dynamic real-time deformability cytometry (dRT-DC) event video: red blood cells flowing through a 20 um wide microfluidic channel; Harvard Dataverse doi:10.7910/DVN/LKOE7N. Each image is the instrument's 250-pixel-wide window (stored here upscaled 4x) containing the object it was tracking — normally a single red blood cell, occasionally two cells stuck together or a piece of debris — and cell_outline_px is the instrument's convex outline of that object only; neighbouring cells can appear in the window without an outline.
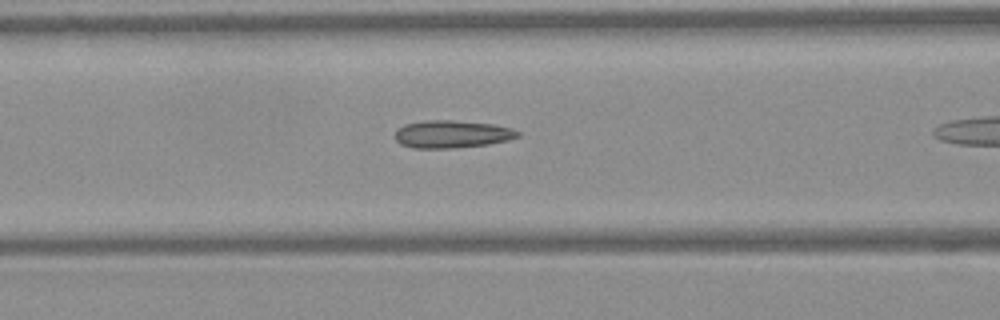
{"species": "Egyptian fruit bat (a non-hibernating species)", "species_latin": "Rousettus aegyptiacus", "temperature_condition": "warm", "stored_images_in_passage": 26, "camera_frame_rate_fps": 3000, "um_per_image_px": 0.085, "frame": {"image": 1, "passage_image": 7, "time_ms": 2.0, "image_size_px": [1000, 320], "cell_outline_px": [[520, 136], [508, 140], [488, 144], [452, 148], [412, 148], [400, 144], [396, 140], [396, 128], [404, 124], [428, 120], [452, 120], [492, 124], [512, 128], [520, 132]], "centroid_in_image_um": [38.4, 11.4], "position_along_channel_um": 128.2, "area_um2": 19.77}}
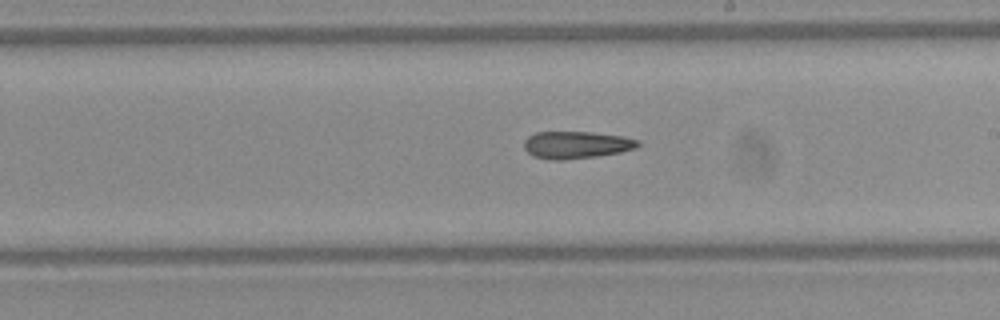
{"frame": {"image": 2, "passage_image": 15, "time_ms": 4.667, "image_size_px": [1000, 320], "cell_outline_px": [[640, 144], [636, 148], [620, 152], [596, 156], [560, 160], [552, 160], [532, 156], [524, 148], [524, 140], [528, 136], [536, 132], [592, 132], [624, 136], [640, 140]], "centroid_in_image_um": [48.99, 12.3], "position_along_channel_um": 240.0, "area_um2": 18.15}}
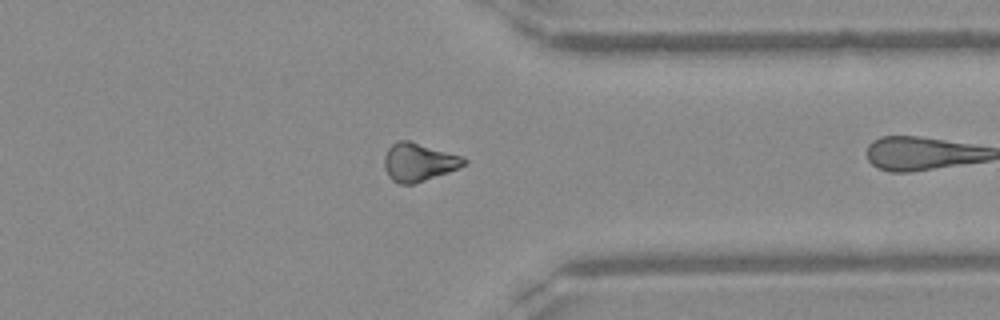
{"frame": {"image": 3, "passage_image": 25, "time_ms": 8.0, "image_size_px": [1000, 320], "cell_outline_px": [[468, 160], [464, 164], [448, 172], [412, 184], [400, 184], [392, 180], [388, 176], [384, 168], [384, 156], [388, 148], [392, 144], [400, 140], [408, 140], [460, 156]], "centroid_in_image_um": [35.52, 13.78], "position_along_channel_um": 375.9, "area_um2": 17.34}}